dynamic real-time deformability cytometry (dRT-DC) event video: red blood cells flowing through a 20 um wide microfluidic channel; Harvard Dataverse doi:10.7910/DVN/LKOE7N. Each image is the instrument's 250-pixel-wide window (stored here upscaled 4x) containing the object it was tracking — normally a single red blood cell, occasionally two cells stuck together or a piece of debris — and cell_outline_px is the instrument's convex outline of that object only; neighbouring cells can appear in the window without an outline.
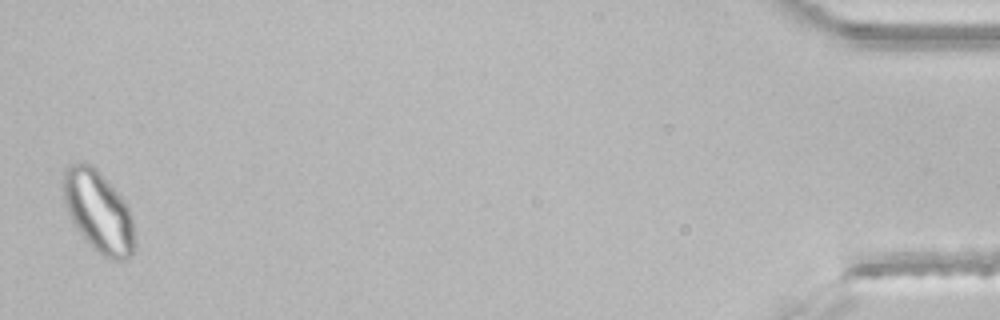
{"species": "common noctule bat (a hibernating species)", "species_latin": "Nyctalus noctula", "temperature_condition": "room temperature", "stored_images_in_passage": 47, "segment_of_instrument_passage": [2, 2], "camera_frame_rate_fps": 3000, "um_per_image_px": 0.085, "animal": {"sex": "male", "body_mass_g": 21.5, "forearm_length_mm": 52.0}, "frame": {"image": 1, "passage_image": 47, "time_ms": 15.333, "image_size_px": [1000, 320], "cell_outline_px": [[136, 244], [132, 252], [124, 260], [108, 260], [96, 252], [92, 248], [80, 232], [72, 220], [68, 212], [64, 200], [64, 172], [72, 164], [84, 160], [92, 164], [100, 172], [120, 196], [128, 208], [132, 220]], "centroid_in_image_um": [8.38, 18.0], "position_along_channel_um": 426.8, "area_um2": 33.52}}